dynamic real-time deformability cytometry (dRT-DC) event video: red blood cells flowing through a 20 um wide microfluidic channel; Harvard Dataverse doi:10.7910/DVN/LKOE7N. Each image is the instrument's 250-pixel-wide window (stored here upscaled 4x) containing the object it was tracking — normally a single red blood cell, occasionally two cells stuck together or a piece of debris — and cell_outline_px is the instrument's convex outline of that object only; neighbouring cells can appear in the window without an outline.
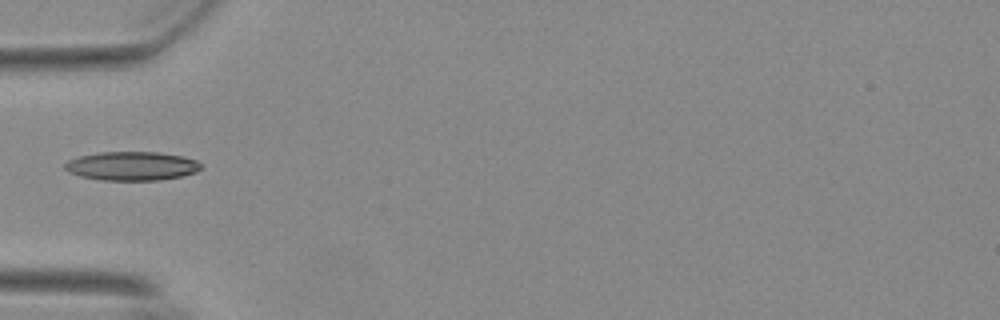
{"species": "Egyptian fruit bat (a non-hibernating species)", "species_latin": "Rousettus aegyptiacus", "temperature_condition": "warm", "stored_images_in_passage": 31, "camera_frame_rate_fps": 3000, "um_per_image_px": 0.085, "animal": {"sex": "female"}, "frame": {"image": 1, "passage_image": 1, "time_ms": 0.0, "image_size_px": [1000, 320], "cell_outline_px": [[204, 168], [196, 172], [180, 176], [160, 180], [100, 180], [80, 176], [68, 172], [64, 168], [64, 164], [68, 160], [80, 156], [100, 152], [156, 152], [184, 156], [196, 160]], "centroid_in_image_um": [11.21, 14.11], "position_along_channel_um": 73.8, "area_um2": 22.95}}
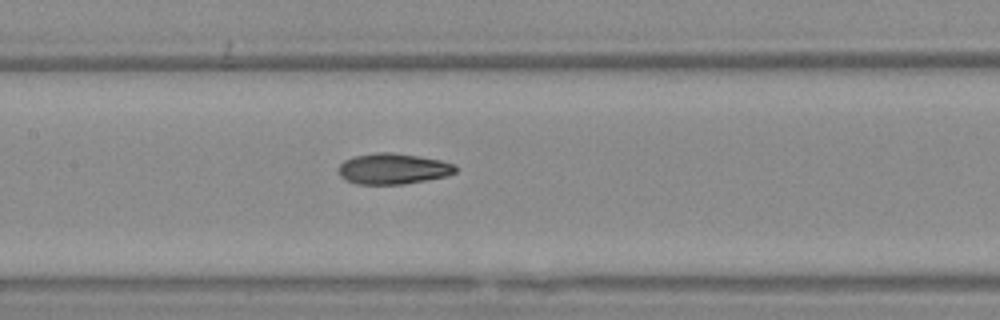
{"frame": {"image": 2, "passage_image": 9, "time_ms": 2.667, "image_size_px": [1000, 320], "cell_outline_px": [[456, 172], [444, 176], [404, 184], [356, 184], [340, 176], [336, 168], [344, 160], [352, 156], [376, 152], [392, 152], [440, 160], [452, 164], [456, 168]], "centroid_in_image_um": [33.33, 14.33], "position_along_channel_um": 174.1, "area_um2": 20.87}}
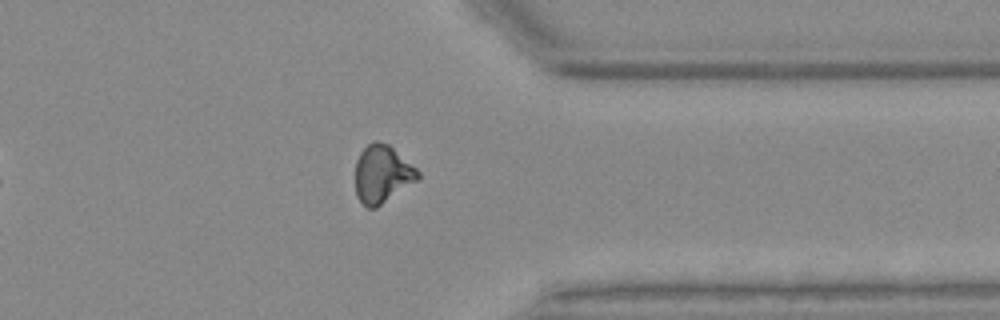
{"frame": {"image": 3, "passage_image": 26, "time_ms": 8.333, "image_size_px": [1000, 320], "cell_outline_px": [[420, 176], [416, 180], [376, 208], [368, 208], [356, 196], [356, 160], [360, 152], [372, 140], [376, 140], [388, 144], [416, 168], [420, 172]], "centroid_in_image_um": [32.46, 14.78], "position_along_channel_um": 378.9, "area_um2": 20.75}}